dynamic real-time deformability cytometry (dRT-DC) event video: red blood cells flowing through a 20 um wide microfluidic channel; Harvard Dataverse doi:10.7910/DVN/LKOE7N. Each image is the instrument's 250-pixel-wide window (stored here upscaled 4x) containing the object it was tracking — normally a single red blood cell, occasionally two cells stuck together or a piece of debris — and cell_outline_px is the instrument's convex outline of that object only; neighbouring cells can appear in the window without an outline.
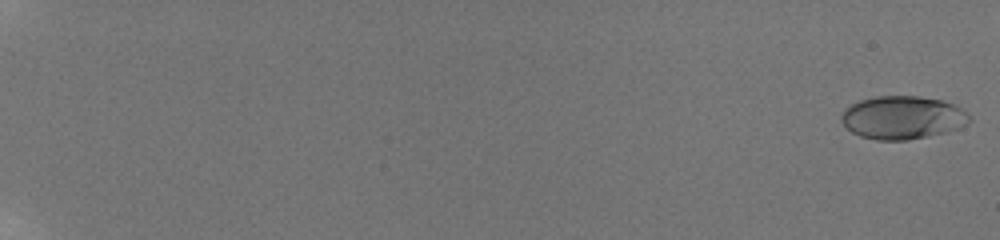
{"species": "human", "species_latin": "Homo sapiens", "temperature_condition": "room temperature", "stored_images_in_passage": 27, "camera_frame_rate_fps": 3000, "um_per_image_px": 0.085, "donor": {"sex": "male"}, "frame": {"image": 1, "passage_image": 1, "time_ms": 0.0, "image_size_px": [1000, 240], "cell_outline_px": [[972, 120], [968, 124], [944, 132], [928, 136], [908, 140], [876, 140], [860, 136], [852, 132], [840, 120], [840, 116], [844, 108], [860, 100], [876, 96], [920, 96], [944, 100], [968, 112]], "centroid_in_image_um": [76.71, 9.98], "position_along_channel_um": 8.3, "area_um2": 32.31}}